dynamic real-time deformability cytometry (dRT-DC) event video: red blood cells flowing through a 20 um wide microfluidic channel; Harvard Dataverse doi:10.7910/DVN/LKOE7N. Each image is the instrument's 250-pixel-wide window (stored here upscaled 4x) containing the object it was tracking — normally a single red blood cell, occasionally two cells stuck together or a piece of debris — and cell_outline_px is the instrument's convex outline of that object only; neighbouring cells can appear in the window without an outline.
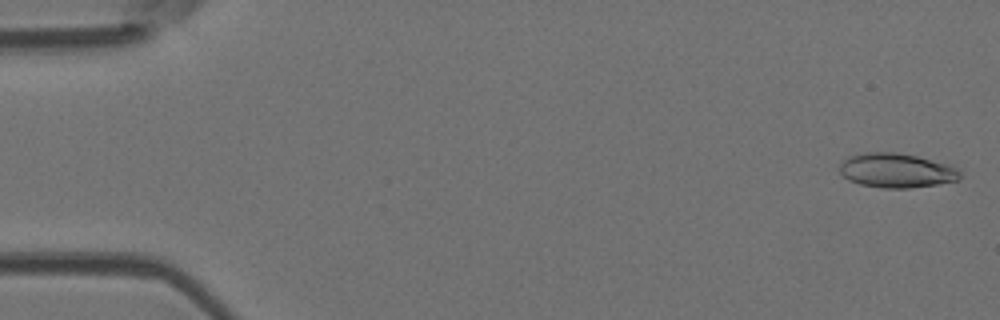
{"species": "Egyptian fruit bat (a non-hibernating species)", "species_latin": "Rousettus aegyptiacus", "temperature_condition": "room temperature", "stored_images_in_passage": 52, "camera_frame_rate_fps": 3000, "um_per_image_px": 0.085, "animal": {"sex": "female"}, "frame": {"image": 1, "passage_image": 2, "time_ms": 0.333, "image_size_px": [1000, 320], "cell_outline_px": [[960, 180], [936, 184], [908, 188], [880, 188], [860, 184], [848, 180], [840, 172], [840, 164], [848, 156], [864, 152], [896, 152], [916, 156], [952, 164], [960, 168]], "centroid_in_image_um": [76.23, 14.48], "position_along_channel_um": 8.8, "area_um2": 24.39}}
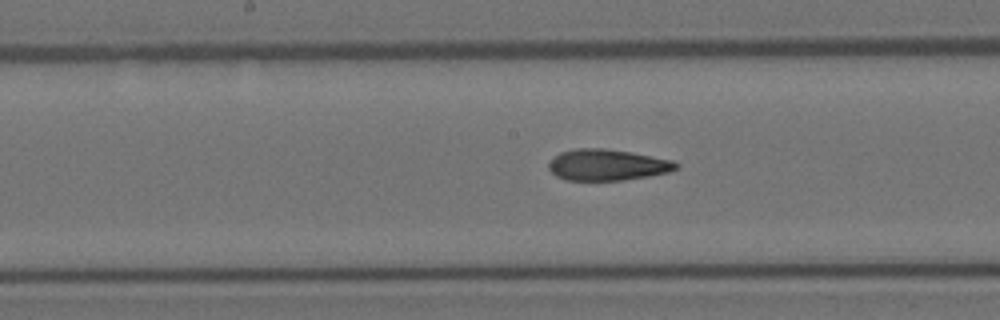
{"frame": {"image": 2, "passage_image": 27, "time_ms": 8.667, "image_size_px": [1000, 320], "cell_outline_px": [[680, 168], [668, 172], [648, 176], [624, 180], [564, 180], [556, 176], [548, 168], [548, 164], [560, 152], [576, 148], [604, 148], [632, 152], [672, 160], [680, 164]], "centroid_in_image_um": [51.64, 14.01], "position_along_channel_um": 196.6, "area_um2": 23.24}}
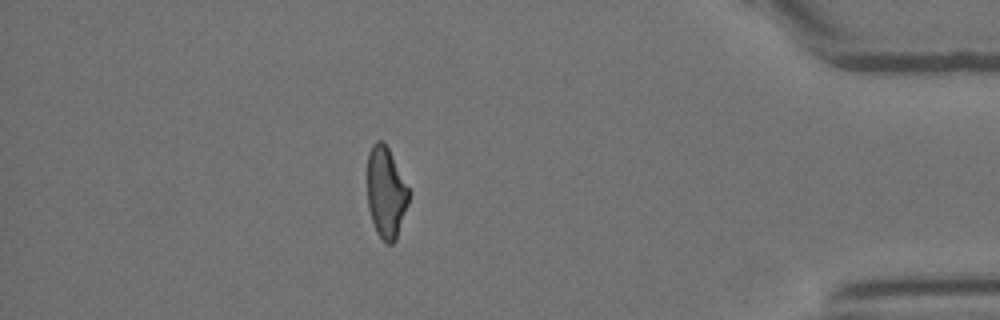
{"frame": {"image": 3, "passage_image": 46, "time_ms": 15.0, "image_size_px": [1000, 320], "cell_outline_px": [[412, 192], [396, 240], [392, 244], [388, 244], [376, 232], [368, 208], [368, 152], [372, 144], [376, 140], [384, 140]], "centroid_in_image_um": [32.83, 16.33], "position_along_channel_um": 402.4, "area_um2": 22.31}, "authors_computed_cell_mechanics": {"area_um2": 23.3512, "velocity_mm_per_s": 3.918, "shape_relaxation_time_tau1_ms": null, "shape_relaxation_time_tau2_ms": 2.7381, "deformation_change_tau1": null, "deformation_change_tau2": 0.1185}}